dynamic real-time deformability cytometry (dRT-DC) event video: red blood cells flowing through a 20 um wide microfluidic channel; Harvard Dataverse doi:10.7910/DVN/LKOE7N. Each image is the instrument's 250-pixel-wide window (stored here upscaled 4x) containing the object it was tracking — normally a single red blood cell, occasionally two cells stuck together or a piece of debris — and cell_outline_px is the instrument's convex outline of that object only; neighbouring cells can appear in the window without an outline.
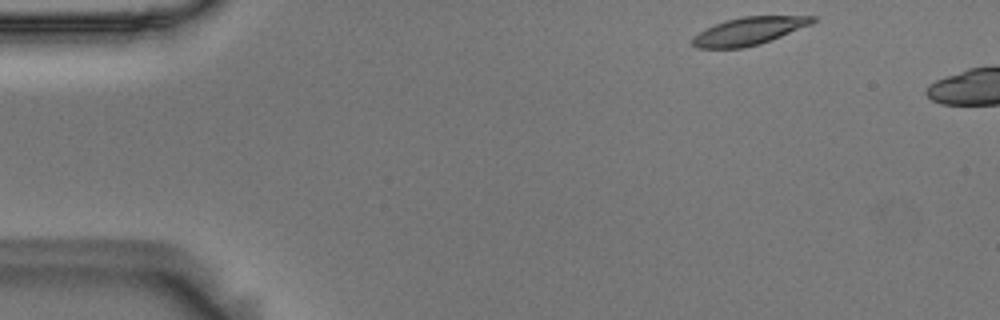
{"species": "Egyptian fruit bat (a non-hibernating species)", "species_latin": "Rousettus aegyptiacus", "temperature_condition": "room temperature", "stored_images_in_passage": 6, "camera_frame_rate_fps": 3000, "um_per_image_px": 0.085, "animal": {"sex": "male"}, "frame": {"image": 1, "passage_image": 2, "time_ms": 0.333, "image_size_px": [1000, 320], "cell_outline_px": [[816, 20], [812, 24], [760, 44], [744, 48], [696, 48], [692, 44], [692, 36], [716, 24], [728, 20], [744, 16], [816, 16]], "centroid_in_image_um": [63.67, 2.65], "position_along_channel_um": 21.3, "area_um2": 19.19}}